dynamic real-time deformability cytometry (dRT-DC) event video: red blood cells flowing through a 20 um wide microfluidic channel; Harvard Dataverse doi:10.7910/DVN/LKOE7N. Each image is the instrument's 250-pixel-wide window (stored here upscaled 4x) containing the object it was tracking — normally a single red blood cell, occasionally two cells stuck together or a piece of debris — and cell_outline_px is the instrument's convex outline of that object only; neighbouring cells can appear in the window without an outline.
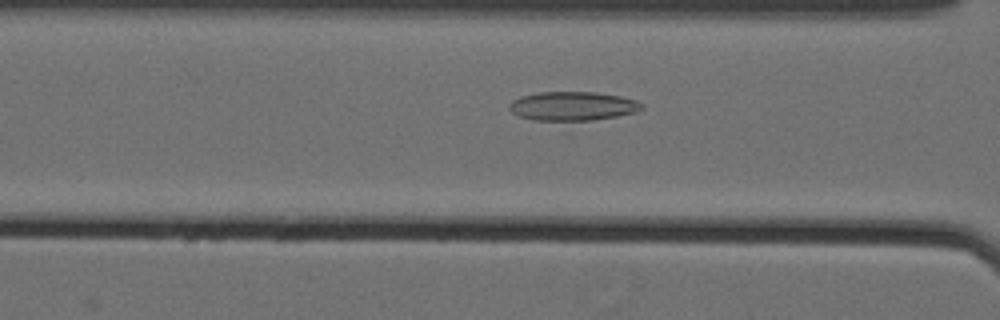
{"species": "Egyptian fruit bat (a non-hibernating species)", "species_latin": "Rousettus aegyptiacus", "temperature_condition": "cold", "stored_images_in_passage": 37, "camera_frame_rate_fps": 3000, "um_per_image_px": 0.085, "animal": {"sex": "female"}, "frame": {"image": 1, "passage_image": 5, "time_ms": 1.333, "image_size_px": [1000, 320], "cell_outline_px": [[644, 108], [636, 112], [616, 116], [592, 120], [532, 120], [520, 116], [512, 112], [508, 108], [508, 104], [512, 100], [520, 96], [536, 92], [596, 92], [620, 96], [636, 100], [644, 104]], "centroid_in_image_um": [48.66, 9.01], "position_along_channel_um": 117.9, "area_um2": 22.43}}
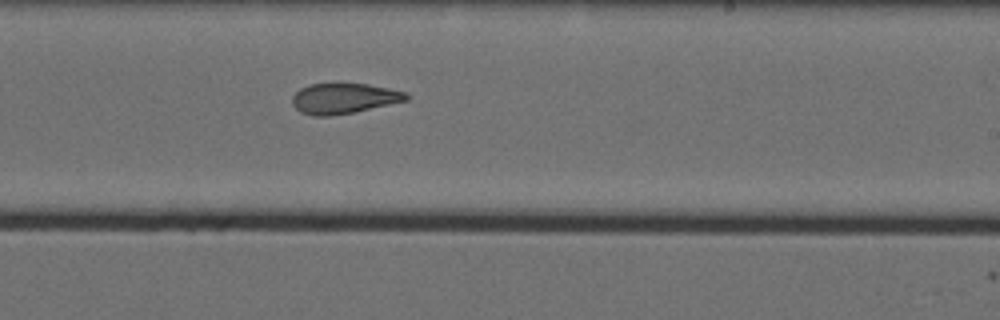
{"frame": {"image": 2, "passage_image": 17, "time_ms": 5.333, "image_size_px": [1000, 320], "cell_outline_px": [[408, 100], [352, 112], [328, 116], [312, 116], [300, 112], [292, 104], [292, 96], [300, 88], [308, 84], [368, 84], [408, 92]], "centroid_in_image_um": [29.2, 8.36], "position_along_channel_um": 259.8, "area_um2": 20.06}}
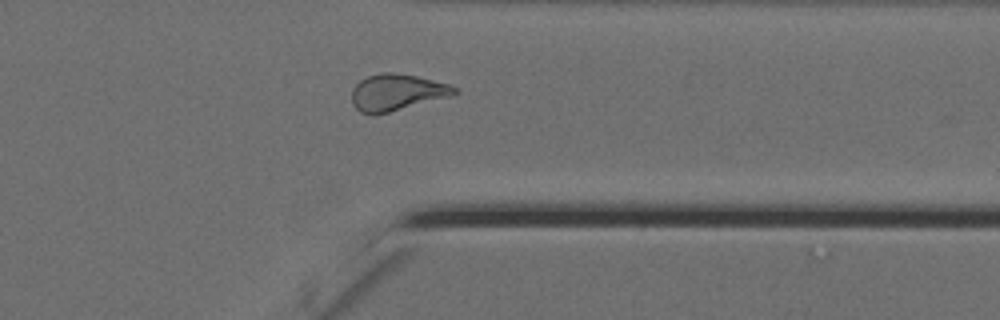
{"frame": {"image": 3, "passage_image": 27, "time_ms": 8.667, "image_size_px": [1000, 320], "cell_outline_px": [[460, 92], [448, 96], [388, 112], [372, 116], [360, 112], [352, 104], [352, 88], [360, 80], [368, 76], [384, 72], [392, 72], [416, 76], [448, 84], [456, 88]], "centroid_in_image_um": [33.67, 7.85], "position_along_channel_um": 377.7, "area_um2": 21.56}}